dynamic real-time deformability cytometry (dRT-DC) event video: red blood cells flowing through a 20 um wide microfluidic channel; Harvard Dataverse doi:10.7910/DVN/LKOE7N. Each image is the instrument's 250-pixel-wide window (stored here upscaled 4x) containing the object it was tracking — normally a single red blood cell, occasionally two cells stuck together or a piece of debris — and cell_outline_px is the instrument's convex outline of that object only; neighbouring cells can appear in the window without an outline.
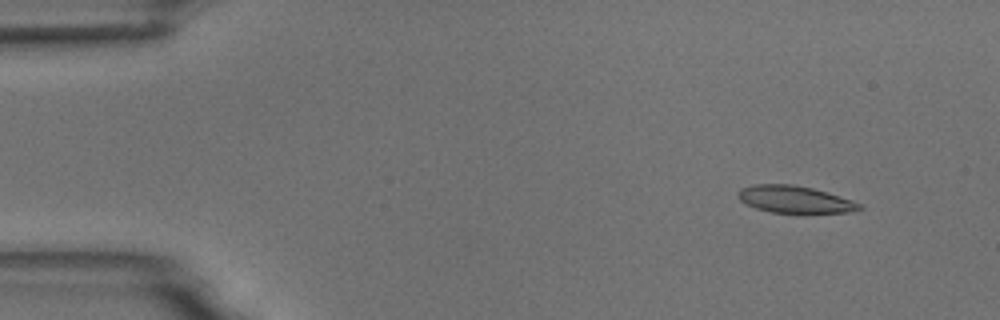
{"species": "common noctule bat (a hibernating species)", "species_latin": "Nyctalus noctula", "temperature_condition": "room temperature", "stored_images_in_passage": 5, "camera_frame_rate_fps": 3000, "um_per_image_px": 0.085, "animal": {"sex": "male", "body_mass_g": 18.8}, "frame": {"image": 1, "passage_image": 2, "time_ms": 1.333, "image_size_px": [1000, 320], "cell_outline_px": [[864, 208], [852, 212], [772, 212], [756, 208], [744, 204], [736, 196], [736, 192], [740, 188], [756, 184], [792, 184], [812, 188], [828, 192], [864, 204]], "centroid_in_image_um": [67.55, 16.93], "position_along_channel_um": 17.5, "area_um2": 19.25}}
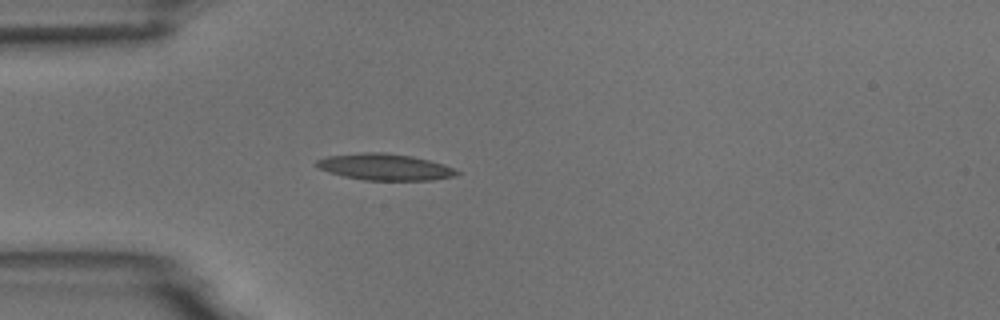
{"frame": {"image": 2, "passage_image": 5, "time_ms": 4.667, "image_size_px": [1000, 320], "cell_outline_px": [[460, 172], [456, 176], [432, 180], [364, 180], [344, 176], [328, 172], [312, 164], [316, 160], [324, 156], [360, 152], [384, 152], [412, 156], [444, 164]], "centroid_in_image_um": [32.66, 14.18], "position_along_channel_um": 52.3, "area_um2": 21.79}}